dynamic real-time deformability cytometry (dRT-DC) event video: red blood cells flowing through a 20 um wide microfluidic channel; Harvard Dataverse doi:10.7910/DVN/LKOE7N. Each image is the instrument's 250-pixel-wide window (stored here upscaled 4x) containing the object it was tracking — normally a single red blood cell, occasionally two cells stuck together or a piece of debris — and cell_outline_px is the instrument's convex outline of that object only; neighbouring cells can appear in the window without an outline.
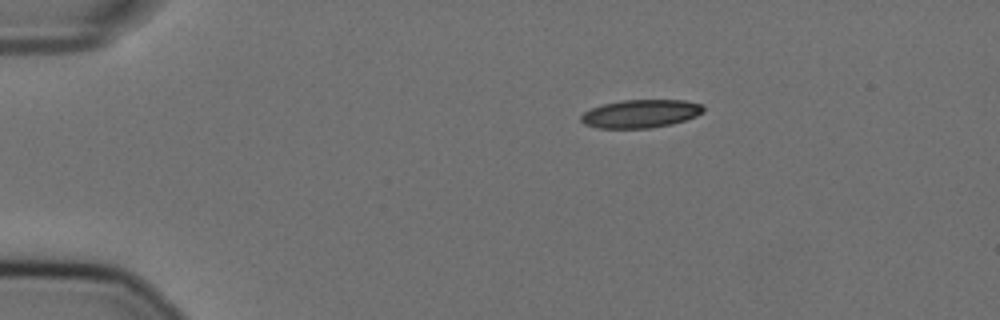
{"species": "Egyptian fruit bat (a non-hibernating species)", "species_latin": "Rousettus aegyptiacus", "temperature_condition": "cold", "stored_images_in_passage": 40, "camera_frame_rate_fps": 3000, "um_per_image_px": 0.085, "animal": {"sex": "female"}, "frame": {"image": 1, "passage_image": 1, "time_ms": 0.0, "image_size_px": [1000, 320], "cell_outline_px": [[704, 112], [696, 116], [672, 124], [648, 128], [596, 128], [584, 124], [580, 120], [580, 116], [584, 112], [592, 108], [604, 104], [624, 100], [684, 100], [704, 104]], "centroid_in_image_um": [54.47, 9.66], "position_along_channel_um": 30.5, "area_um2": 20.11}}
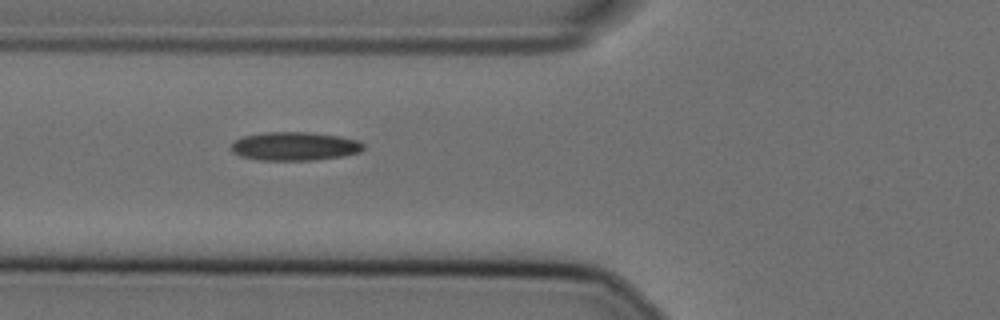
{"frame": {"image": 2, "passage_image": 12, "time_ms": 3.667, "image_size_px": [1000, 320], "cell_outline_px": [[364, 148], [360, 152], [340, 156], [316, 160], [260, 160], [240, 156], [232, 152], [232, 144], [236, 140], [244, 136], [264, 132], [312, 132], [340, 136], [360, 140], [364, 144]], "centroid_in_image_um": [25.08, 12.42], "position_along_channel_um": 100.7, "area_um2": 22.08}}
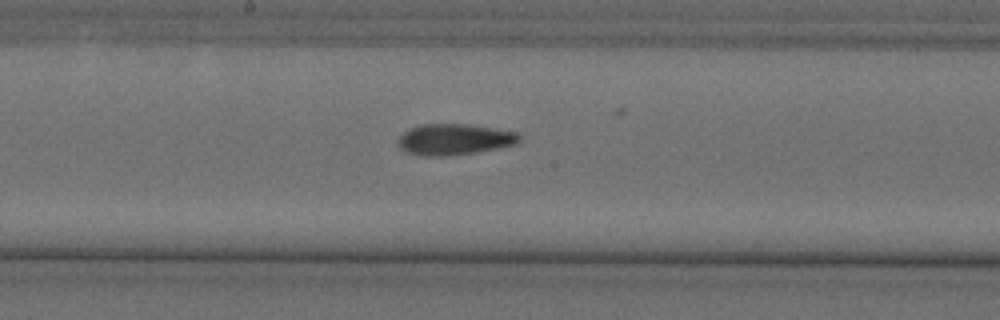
{"frame": {"image": 3, "passage_image": 21, "time_ms": 6.667, "image_size_px": [1000, 320], "cell_outline_px": [[520, 140], [516, 144], [476, 152], [448, 156], [424, 156], [408, 152], [400, 148], [396, 144], [396, 140], [404, 132], [420, 124], [468, 124], [516, 132], [520, 136]], "centroid_in_image_um": [38.58, 11.85], "position_along_channel_um": 209.6, "area_um2": 21.85}, "authors_computed_cell_mechanics": {"area_um2": 21.4438, "velocity_mm_per_s": 3.6056, "shape_relaxation_time_tau1_ms": null, "shape_relaxation_time_tau2_ms": 4.8288, "deformation_change_tau1": null, "deformation_change_tau2": 0.1103}}